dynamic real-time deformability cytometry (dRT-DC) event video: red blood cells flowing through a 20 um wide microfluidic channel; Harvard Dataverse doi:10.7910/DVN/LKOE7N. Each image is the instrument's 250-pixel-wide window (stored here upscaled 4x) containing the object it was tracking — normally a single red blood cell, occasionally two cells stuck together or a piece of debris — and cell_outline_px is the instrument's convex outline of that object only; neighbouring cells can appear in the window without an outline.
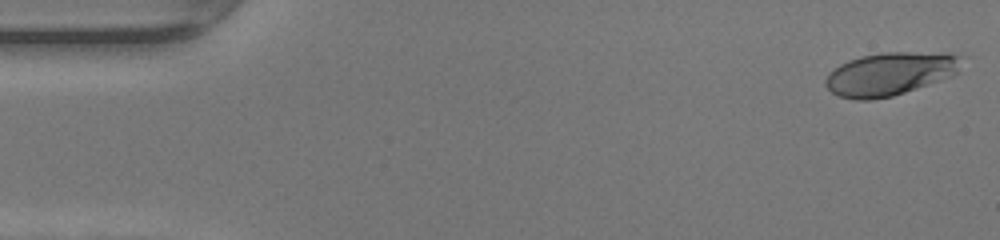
{"species": "human", "species_latin": "Homo sapiens", "temperature_condition": "warm", "stored_images_in_passage": 47, "camera_frame_rate_fps": 3000, "um_per_image_px": 0.085, "donor": {"sex": "female"}, "frame": {"image": 1, "passage_image": 1, "time_ms": 0.0, "image_size_px": [1000, 240], "cell_outline_px": [[968, 56], [960, 72], [952, 76], [892, 96], [872, 100], [856, 100], [840, 96], [832, 92], [824, 84], [824, 80], [828, 72], [840, 64], [848, 60], [860, 56], [884, 52], [948, 52]], "centroid_in_image_um": [75.74, 6.24], "position_along_channel_um": 9.3, "area_um2": 34.91}}
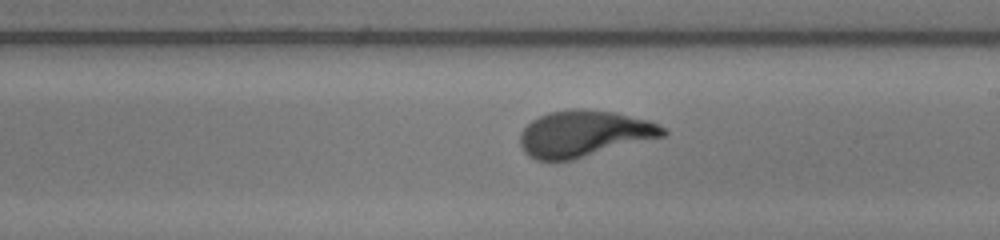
{"frame": {"image": 2, "passage_image": 27, "time_ms": 8.667, "image_size_px": [1000, 240], "cell_outline_px": [[668, 132], [664, 136], [572, 160], [536, 160], [528, 156], [524, 152], [520, 144], [520, 132], [532, 120], [548, 112], [568, 108], [584, 108], [616, 112], [648, 120], [668, 128]], "centroid_in_image_um": [49.65, 11.34], "position_along_channel_um": 239.4, "area_um2": 38.84}}
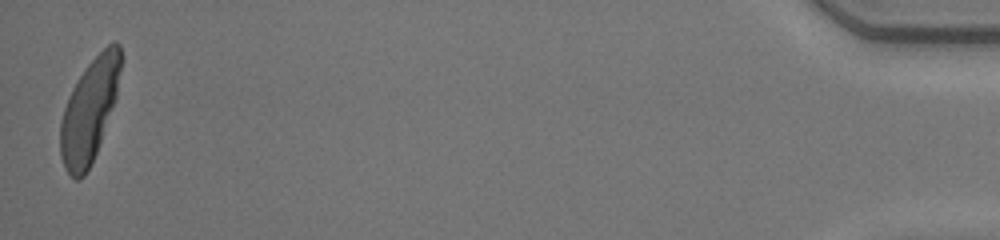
{"frame": {"image": 3, "passage_image": 47, "time_ms": 15.333, "image_size_px": [1000, 240], "cell_outline_px": [[124, 60], [116, 100], [96, 152], [84, 176], [80, 180], [76, 180], [64, 168], [60, 156], [60, 124], [64, 108], [72, 88], [88, 64], [108, 44], [116, 40], [120, 44], [124, 56]], "centroid_in_image_um": [7.65, 9.33], "position_along_channel_um": 427.6, "area_um2": 36.47}, "authors_computed_cell_mechanics": {"area_um2": 37.4544, "velocity_mm_per_s": 4.3117, "shape_relaxation_time_tau1_ms": 3.5283, "shape_relaxation_time_tau2_ms": null, "deformation_change_tau1": 0.2238, "deformation_change_tau2": null}}